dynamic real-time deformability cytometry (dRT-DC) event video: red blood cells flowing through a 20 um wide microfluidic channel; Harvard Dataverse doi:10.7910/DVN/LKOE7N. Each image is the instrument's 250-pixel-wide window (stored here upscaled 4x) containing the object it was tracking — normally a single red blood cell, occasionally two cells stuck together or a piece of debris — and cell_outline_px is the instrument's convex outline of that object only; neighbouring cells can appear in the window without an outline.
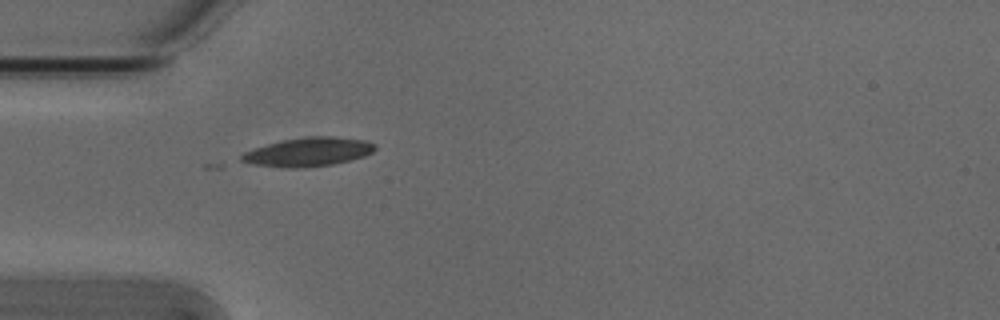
{"species": "Egyptian fruit bat (a non-hibernating species)", "species_latin": "Rousettus aegyptiacus", "temperature_condition": "cold", "stored_images_in_passage": 11, "camera_frame_rate_fps": 3000, "um_per_image_px": 0.085, "animal": {"sex": "male"}, "frame": {"image": 1, "passage_image": 2, "time_ms": 0.333, "image_size_px": [1000, 320], "cell_outline_px": [[376, 148], [372, 152], [364, 156], [332, 164], [296, 168], [288, 168], [252, 164], [240, 160], [240, 156], [244, 152], [252, 148], [280, 140], [308, 136], [332, 136], [364, 140], [376, 144]], "centroid_in_image_um": [26.17, 12.9], "position_along_channel_um": 58.8, "area_um2": 22.37}}